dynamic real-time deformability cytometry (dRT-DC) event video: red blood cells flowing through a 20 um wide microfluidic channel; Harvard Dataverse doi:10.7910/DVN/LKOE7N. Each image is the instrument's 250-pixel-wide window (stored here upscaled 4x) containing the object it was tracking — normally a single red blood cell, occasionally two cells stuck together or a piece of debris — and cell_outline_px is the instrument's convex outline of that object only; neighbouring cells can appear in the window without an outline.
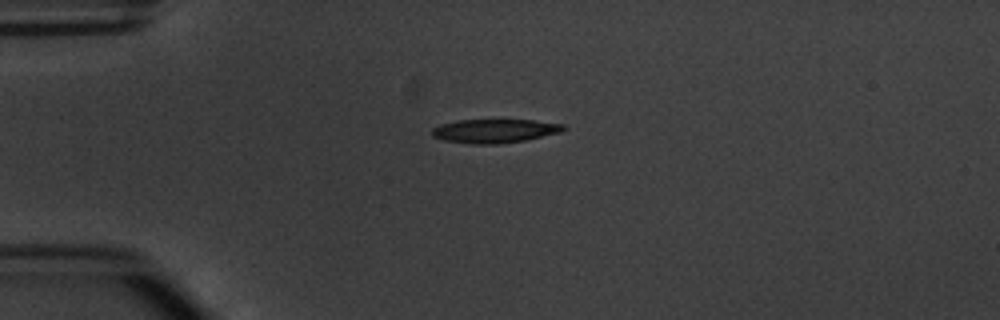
{"species": "common noctule bat (a hibernating species)", "species_latin": "Nyctalus noctula", "temperature_condition": "warm", "stored_images_in_passage": 7, "camera_frame_rate_fps": 3000, "um_per_image_px": 0.085, "animal": {"sex": "male", "body_mass_g": 20.1, "forearm_length_mm": 53.5}, "frame": {"image": 1, "passage_image": 3, "time_ms": 2.333, "image_size_px": [1000, 320], "cell_outline_px": [[568, 128], [560, 132], [524, 140], [500, 144], [472, 144], [444, 140], [432, 136], [432, 128], [440, 124], [456, 120], [532, 120], [564, 124]], "centroid_in_image_um": [42.03, 11.12], "position_along_channel_um": 43.0, "area_um2": 18.21}}
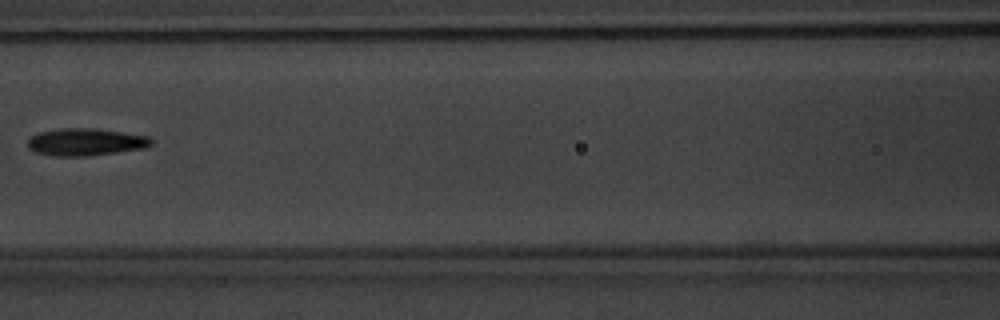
{"frame": {"image": 2, "passage_image": 6, "time_ms": 6.0, "image_size_px": [1000, 320], "cell_outline_px": [[152, 144], [148, 148], [88, 156], [56, 156], [36, 152], [28, 148], [28, 140], [32, 136], [40, 132], [56, 128], [96, 128], [148, 136], [152, 140]], "centroid_in_image_um": [7.3, 12.07], "position_along_channel_um": 159.3, "area_um2": 19.77}}
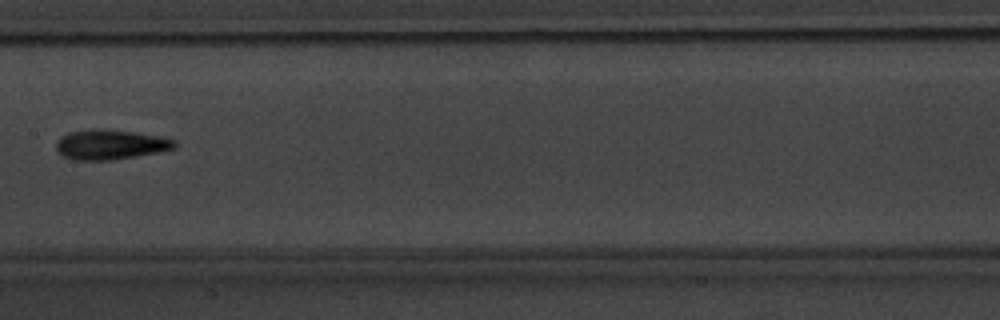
{"frame": {"image": 3, "passage_image": 7, "time_ms": 7.0, "image_size_px": [1000, 320], "cell_outline_px": [[176, 148], [156, 152], [112, 160], [72, 160], [56, 152], [56, 140], [60, 136], [68, 132], [92, 128], [100, 128], [136, 132], [160, 136], [176, 140]], "centroid_in_image_um": [9.33, 12.27], "position_along_channel_um": 198.1, "area_um2": 20.87}}